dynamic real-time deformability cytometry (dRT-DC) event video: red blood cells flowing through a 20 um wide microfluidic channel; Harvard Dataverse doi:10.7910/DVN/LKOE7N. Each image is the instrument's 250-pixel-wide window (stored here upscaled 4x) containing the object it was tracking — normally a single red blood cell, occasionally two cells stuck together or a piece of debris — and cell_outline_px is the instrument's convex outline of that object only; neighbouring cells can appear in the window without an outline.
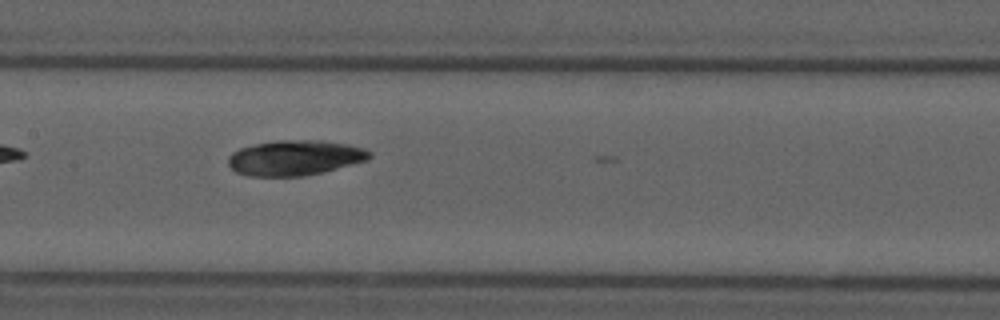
{"species": "common noctule bat (a hibernating species)", "species_latin": "Nyctalus noctula", "temperature_condition": "cold", "stored_images_in_passage": 8, "camera_frame_rate_fps": 3000, "um_per_image_px": 0.085, "animal": {"sex": "male", "forearm_length_mm": 52.5}, "frame": {"image": 1, "passage_image": 8, "time_ms": 8.333, "image_size_px": [1000, 320], "cell_outline_px": [[372, 156], [368, 160], [324, 172], [304, 176], [248, 176], [236, 172], [228, 164], [228, 156], [232, 152], [240, 148], [256, 144], [276, 140], [320, 140], [348, 144], [364, 148], [372, 152]], "centroid_in_image_um": [25.09, 13.41], "position_along_channel_um": 182.3, "area_um2": 29.19}}